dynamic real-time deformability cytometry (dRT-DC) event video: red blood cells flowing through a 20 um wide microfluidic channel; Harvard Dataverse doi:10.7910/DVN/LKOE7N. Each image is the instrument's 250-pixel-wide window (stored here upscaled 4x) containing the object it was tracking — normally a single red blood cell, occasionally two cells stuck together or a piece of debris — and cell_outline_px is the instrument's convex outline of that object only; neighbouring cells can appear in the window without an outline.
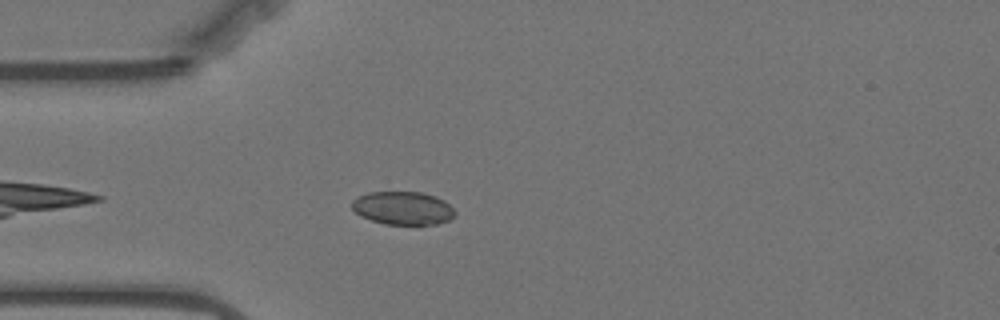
{"species": "Egyptian fruit bat (a non-hibernating species)", "species_latin": "Rousettus aegyptiacus", "temperature_condition": "warm", "stored_images_in_passage": 39, "camera_frame_rate_fps": 3000, "um_per_image_px": 0.085, "animal": {"sex": "female"}, "frame": {"image": 1, "passage_image": 4, "time_ms": 1.0, "image_size_px": [1000, 320], "cell_outline_px": [[456, 216], [448, 220], [436, 224], [384, 224], [360, 216], [352, 208], [352, 200], [356, 196], [368, 192], [420, 192], [436, 196], [444, 200], [456, 212]], "centroid_in_image_um": [34.24, 17.68], "position_along_channel_um": 50.8, "area_um2": 20.0}}
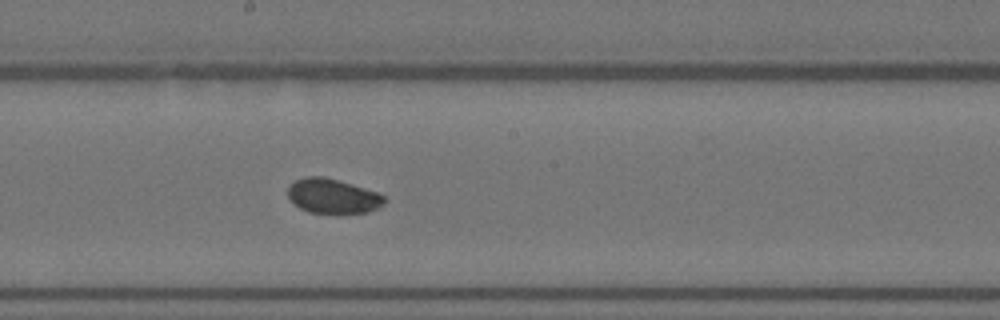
{"frame": {"image": 2, "passage_image": 19, "time_ms": 6.0, "image_size_px": [1000, 320], "cell_outline_px": [[384, 204], [368, 212], [308, 212], [300, 208], [288, 196], [288, 184], [304, 176], [324, 176], [340, 180], [380, 192], [384, 196]], "centroid_in_image_um": [28.28, 16.63], "position_along_channel_um": 219.9, "area_um2": 19.42}}
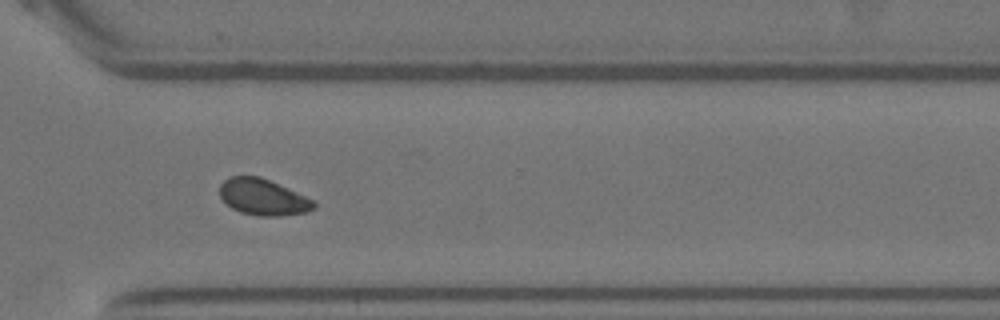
{"frame": {"image": 3, "passage_image": 30, "time_ms": 9.667, "image_size_px": [1000, 320], "cell_outline_px": [[316, 208], [308, 212], [280, 216], [256, 216], [240, 212], [232, 208], [220, 196], [220, 184], [224, 180], [232, 176], [260, 176], [304, 196], [312, 200], [316, 204]], "centroid_in_image_um": [22.35, 16.77], "position_along_channel_um": 348.3, "area_um2": 19.71}}